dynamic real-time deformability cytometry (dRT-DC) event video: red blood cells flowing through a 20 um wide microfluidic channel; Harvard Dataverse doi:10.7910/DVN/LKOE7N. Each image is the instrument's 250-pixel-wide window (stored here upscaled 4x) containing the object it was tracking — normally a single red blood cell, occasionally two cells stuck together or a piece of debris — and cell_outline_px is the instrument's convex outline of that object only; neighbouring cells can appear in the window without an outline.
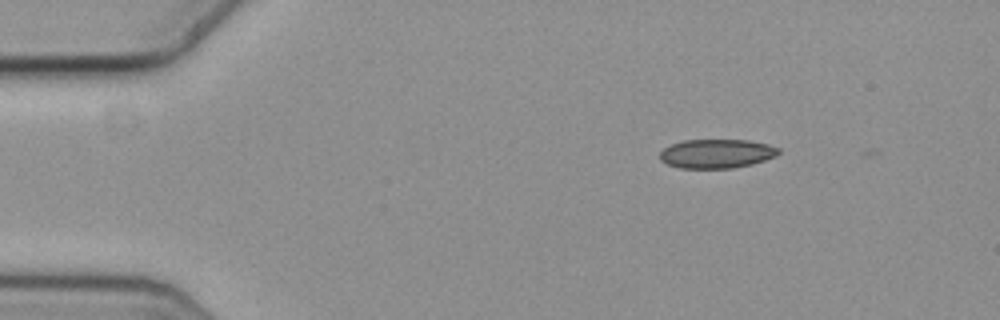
{"species": "common noctule bat (a hibernating species)", "species_latin": "Nyctalus noctula", "temperature_condition": "cold", "stored_images_in_passage": 10, "camera_frame_rate_fps": 3000, "um_per_image_px": 0.085, "animal": {"sex": "female", "body_mass_g": 19.3, "forearm_length_mm": 54.1}, "frame": {"image": 1, "passage_image": 1, "time_ms": 0.0, "image_size_px": [1000, 320], "cell_outline_px": [[780, 152], [776, 156], [752, 164], [732, 168], [680, 168], [668, 164], [660, 160], [660, 152], [664, 148], [672, 144], [684, 140], [748, 140], [768, 144], [780, 148]], "centroid_in_image_um": [60.93, 13.06], "position_along_channel_um": 24.1, "area_um2": 20.06}}